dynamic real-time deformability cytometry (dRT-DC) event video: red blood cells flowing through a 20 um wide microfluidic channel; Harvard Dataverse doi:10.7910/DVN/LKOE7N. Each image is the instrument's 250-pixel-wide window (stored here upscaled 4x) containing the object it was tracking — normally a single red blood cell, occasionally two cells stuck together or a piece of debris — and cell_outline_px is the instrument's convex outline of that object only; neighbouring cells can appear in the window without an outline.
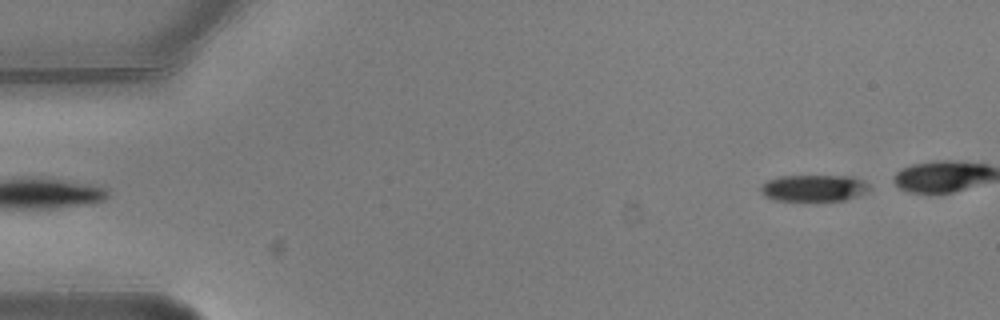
{"species": "common noctule bat (a hibernating species)", "species_latin": "Nyctalus noctula", "temperature_condition": "warm", "stored_images_in_passage": 5, "segment_of_instrument_passage": [2, 2], "camera_frame_rate_fps": 3000, "um_per_image_px": 0.085, "animal": {"sex": "male", "body_mass_g": 20.5, "forearm_length_mm": 52.5}, "frame": {"image": 1, "passage_image": 5, "time_ms": 1.333, "image_size_px": [1000, 320], "cell_outline_px": [[872, 188], [868, 192], [844, 200], [772, 200], [764, 196], [760, 192], [760, 188], [768, 180], [780, 176], [852, 176], [864, 180]], "centroid_in_image_um": [69.2, 15.98], "position_along_channel_um": 15.8, "area_um2": 16.88}}